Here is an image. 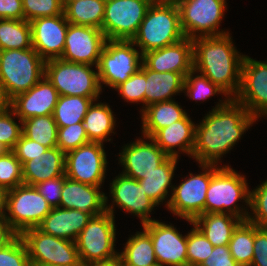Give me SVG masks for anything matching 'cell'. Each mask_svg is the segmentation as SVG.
I'll use <instances>...</instances> for the list:
<instances>
[{
    "instance_id": "277c9868",
    "label": "cell",
    "mask_w": 267,
    "mask_h": 266,
    "mask_svg": "<svg viewBox=\"0 0 267 266\" xmlns=\"http://www.w3.org/2000/svg\"><path fill=\"white\" fill-rule=\"evenodd\" d=\"M239 200H244L247 206L250 205V190L246 178L231 166H220L211 177L206 191L205 213H227L247 221L249 213L236 204Z\"/></svg>"
},
{
    "instance_id": "5bb4252c",
    "label": "cell",
    "mask_w": 267,
    "mask_h": 266,
    "mask_svg": "<svg viewBox=\"0 0 267 266\" xmlns=\"http://www.w3.org/2000/svg\"><path fill=\"white\" fill-rule=\"evenodd\" d=\"M104 144L89 142L65 154V175L67 178L93 186L104 183L107 157Z\"/></svg>"
},
{
    "instance_id": "1f68e13d",
    "label": "cell",
    "mask_w": 267,
    "mask_h": 266,
    "mask_svg": "<svg viewBox=\"0 0 267 266\" xmlns=\"http://www.w3.org/2000/svg\"><path fill=\"white\" fill-rule=\"evenodd\" d=\"M123 250L118 253L123 266H159L151 237L144 229L129 237Z\"/></svg>"
},
{
    "instance_id": "ba28073f",
    "label": "cell",
    "mask_w": 267,
    "mask_h": 266,
    "mask_svg": "<svg viewBox=\"0 0 267 266\" xmlns=\"http://www.w3.org/2000/svg\"><path fill=\"white\" fill-rule=\"evenodd\" d=\"M131 40H107L97 64L99 83L115 89L142 66V54ZM103 84V85H102Z\"/></svg>"
},
{
    "instance_id": "db71d44e",
    "label": "cell",
    "mask_w": 267,
    "mask_h": 266,
    "mask_svg": "<svg viewBox=\"0 0 267 266\" xmlns=\"http://www.w3.org/2000/svg\"><path fill=\"white\" fill-rule=\"evenodd\" d=\"M11 108V99L7 96V93L0 83V114L5 113Z\"/></svg>"
},
{
    "instance_id": "8fae6325",
    "label": "cell",
    "mask_w": 267,
    "mask_h": 266,
    "mask_svg": "<svg viewBox=\"0 0 267 266\" xmlns=\"http://www.w3.org/2000/svg\"><path fill=\"white\" fill-rule=\"evenodd\" d=\"M177 6L180 25L185 37L193 40L198 37L229 33L219 30L225 9H227L226 0H181Z\"/></svg>"
},
{
    "instance_id": "f6af8a7d",
    "label": "cell",
    "mask_w": 267,
    "mask_h": 266,
    "mask_svg": "<svg viewBox=\"0 0 267 266\" xmlns=\"http://www.w3.org/2000/svg\"><path fill=\"white\" fill-rule=\"evenodd\" d=\"M14 116L16 117V114L11 108L0 114V144L6 150H12L22 135V121L19 119L17 124Z\"/></svg>"
},
{
    "instance_id": "6125c7cd",
    "label": "cell",
    "mask_w": 267,
    "mask_h": 266,
    "mask_svg": "<svg viewBox=\"0 0 267 266\" xmlns=\"http://www.w3.org/2000/svg\"><path fill=\"white\" fill-rule=\"evenodd\" d=\"M152 3H155V2H165V0H150Z\"/></svg>"
},
{
    "instance_id": "83f0119b",
    "label": "cell",
    "mask_w": 267,
    "mask_h": 266,
    "mask_svg": "<svg viewBox=\"0 0 267 266\" xmlns=\"http://www.w3.org/2000/svg\"><path fill=\"white\" fill-rule=\"evenodd\" d=\"M140 112L144 138H151L158 130L182 120L187 115L175 100L150 104Z\"/></svg>"
},
{
    "instance_id": "8d00e7d4",
    "label": "cell",
    "mask_w": 267,
    "mask_h": 266,
    "mask_svg": "<svg viewBox=\"0 0 267 266\" xmlns=\"http://www.w3.org/2000/svg\"><path fill=\"white\" fill-rule=\"evenodd\" d=\"M228 246L233 259L240 266H250L254 254V224L242 221L233 231Z\"/></svg>"
},
{
    "instance_id": "60d3db41",
    "label": "cell",
    "mask_w": 267,
    "mask_h": 266,
    "mask_svg": "<svg viewBox=\"0 0 267 266\" xmlns=\"http://www.w3.org/2000/svg\"><path fill=\"white\" fill-rule=\"evenodd\" d=\"M145 82H146V66L142 63L141 68L131 75L125 82L118 85L115 90H118L125 101L131 103H143L145 108Z\"/></svg>"
},
{
    "instance_id": "ee69618b",
    "label": "cell",
    "mask_w": 267,
    "mask_h": 266,
    "mask_svg": "<svg viewBox=\"0 0 267 266\" xmlns=\"http://www.w3.org/2000/svg\"><path fill=\"white\" fill-rule=\"evenodd\" d=\"M248 207L253 213L248 215L247 221L258 227H267V180L250 191Z\"/></svg>"
},
{
    "instance_id": "5b68a950",
    "label": "cell",
    "mask_w": 267,
    "mask_h": 266,
    "mask_svg": "<svg viewBox=\"0 0 267 266\" xmlns=\"http://www.w3.org/2000/svg\"><path fill=\"white\" fill-rule=\"evenodd\" d=\"M45 75V60L31 47L0 50V83L7 96L28 91Z\"/></svg>"
},
{
    "instance_id": "11a10c76",
    "label": "cell",
    "mask_w": 267,
    "mask_h": 266,
    "mask_svg": "<svg viewBox=\"0 0 267 266\" xmlns=\"http://www.w3.org/2000/svg\"><path fill=\"white\" fill-rule=\"evenodd\" d=\"M7 194H8V190L0 186V217H5V214H6Z\"/></svg>"
},
{
    "instance_id": "f546056e",
    "label": "cell",
    "mask_w": 267,
    "mask_h": 266,
    "mask_svg": "<svg viewBox=\"0 0 267 266\" xmlns=\"http://www.w3.org/2000/svg\"><path fill=\"white\" fill-rule=\"evenodd\" d=\"M114 115L108 104L92 103L82 121V126L90 142L111 141L109 135L114 133L116 125Z\"/></svg>"
},
{
    "instance_id": "7dc6e473",
    "label": "cell",
    "mask_w": 267,
    "mask_h": 266,
    "mask_svg": "<svg viewBox=\"0 0 267 266\" xmlns=\"http://www.w3.org/2000/svg\"><path fill=\"white\" fill-rule=\"evenodd\" d=\"M63 183L64 175L39 182L35 184L34 187L46 199V201L52 208H56L60 206Z\"/></svg>"
},
{
    "instance_id": "680465c9",
    "label": "cell",
    "mask_w": 267,
    "mask_h": 266,
    "mask_svg": "<svg viewBox=\"0 0 267 266\" xmlns=\"http://www.w3.org/2000/svg\"><path fill=\"white\" fill-rule=\"evenodd\" d=\"M75 1H78V0H60V3L62 7L65 8L68 4L75 2Z\"/></svg>"
},
{
    "instance_id": "6da1fadb",
    "label": "cell",
    "mask_w": 267,
    "mask_h": 266,
    "mask_svg": "<svg viewBox=\"0 0 267 266\" xmlns=\"http://www.w3.org/2000/svg\"><path fill=\"white\" fill-rule=\"evenodd\" d=\"M212 111L196 125L192 158L200 164H215L233 149L242 134L257 118L234 99L219 100Z\"/></svg>"
},
{
    "instance_id": "9c48e42d",
    "label": "cell",
    "mask_w": 267,
    "mask_h": 266,
    "mask_svg": "<svg viewBox=\"0 0 267 266\" xmlns=\"http://www.w3.org/2000/svg\"><path fill=\"white\" fill-rule=\"evenodd\" d=\"M26 245L31 266H76L80 263L75 241L30 228L19 235Z\"/></svg>"
},
{
    "instance_id": "d590c367",
    "label": "cell",
    "mask_w": 267,
    "mask_h": 266,
    "mask_svg": "<svg viewBox=\"0 0 267 266\" xmlns=\"http://www.w3.org/2000/svg\"><path fill=\"white\" fill-rule=\"evenodd\" d=\"M57 133L53 115L30 117L22 121V134L47 148L57 147Z\"/></svg>"
},
{
    "instance_id": "52a82bcc",
    "label": "cell",
    "mask_w": 267,
    "mask_h": 266,
    "mask_svg": "<svg viewBox=\"0 0 267 266\" xmlns=\"http://www.w3.org/2000/svg\"><path fill=\"white\" fill-rule=\"evenodd\" d=\"M93 65L67 62L59 59L45 61V76L59 96L99 98L101 86Z\"/></svg>"
},
{
    "instance_id": "f907efd6",
    "label": "cell",
    "mask_w": 267,
    "mask_h": 266,
    "mask_svg": "<svg viewBox=\"0 0 267 266\" xmlns=\"http://www.w3.org/2000/svg\"><path fill=\"white\" fill-rule=\"evenodd\" d=\"M0 19L24 20L22 0H0Z\"/></svg>"
},
{
    "instance_id": "b9f144b4",
    "label": "cell",
    "mask_w": 267,
    "mask_h": 266,
    "mask_svg": "<svg viewBox=\"0 0 267 266\" xmlns=\"http://www.w3.org/2000/svg\"><path fill=\"white\" fill-rule=\"evenodd\" d=\"M24 20L31 22L40 17H53L64 13L60 0H22Z\"/></svg>"
},
{
    "instance_id": "ac0fdd59",
    "label": "cell",
    "mask_w": 267,
    "mask_h": 266,
    "mask_svg": "<svg viewBox=\"0 0 267 266\" xmlns=\"http://www.w3.org/2000/svg\"><path fill=\"white\" fill-rule=\"evenodd\" d=\"M142 227L151 237L159 266H187V234L155 219Z\"/></svg>"
},
{
    "instance_id": "4dcf8cb0",
    "label": "cell",
    "mask_w": 267,
    "mask_h": 266,
    "mask_svg": "<svg viewBox=\"0 0 267 266\" xmlns=\"http://www.w3.org/2000/svg\"><path fill=\"white\" fill-rule=\"evenodd\" d=\"M179 158L169 157L159 167L155 168L153 172L146 175L144 179L138 180L143 187L145 194L156 205H160L171 190H173L172 179L174 177V170Z\"/></svg>"
},
{
    "instance_id": "8992f818",
    "label": "cell",
    "mask_w": 267,
    "mask_h": 266,
    "mask_svg": "<svg viewBox=\"0 0 267 266\" xmlns=\"http://www.w3.org/2000/svg\"><path fill=\"white\" fill-rule=\"evenodd\" d=\"M115 239V217L107 211L92 216L75 241L80 262L89 266L118 259Z\"/></svg>"
},
{
    "instance_id": "7c38bea8",
    "label": "cell",
    "mask_w": 267,
    "mask_h": 266,
    "mask_svg": "<svg viewBox=\"0 0 267 266\" xmlns=\"http://www.w3.org/2000/svg\"><path fill=\"white\" fill-rule=\"evenodd\" d=\"M52 207L34 186L21 184L8 190L5 219L20 235L30 228H37Z\"/></svg>"
},
{
    "instance_id": "9a60e30c",
    "label": "cell",
    "mask_w": 267,
    "mask_h": 266,
    "mask_svg": "<svg viewBox=\"0 0 267 266\" xmlns=\"http://www.w3.org/2000/svg\"><path fill=\"white\" fill-rule=\"evenodd\" d=\"M234 100L257 119L267 117V61L244 57L240 88Z\"/></svg>"
},
{
    "instance_id": "7bdbcfd3",
    "label": "cell",
    "mask_w": 267,
    "mask_h": 266,
    "mask_svg": "<svg viewBox=\"0 0 267 266\" xmlns=\"http://www.w3.org/2000/svg\"><path fill=\"white\" fill-rule=\"evenodd\" d=\"M89 142L82 122L58 128L57 147L65 154Z\"/></svg>"
},
{
    "instance_id": "7402d4cb",
    "label": "cell",
    "mask_w": 267,
    "mask_h": 266,
    "mask_svg": "<svg viewBox=\"0 0 267 266\" xmlns=\"http://www.w3.org/2000/svg\"><path fill=\"white\" fill-rule=\"evenodd\" d=\"M142 63L156 72H176L184 77L193 69V42L184 39L142 54Z\"/></svg>"
},
{
    "instance_id": "e0dca14e",
    "label": "cell",
    "mask_w": 267,
    "mask_h": 266,
    "mask_svg": "<svg viewBox=\"0 0 267 266\" xmlns=\"http://www.w3.org/2000/svg\"><path fill=\"white\" fill-rule=\"evenodd\" d=\"M110 194L112 204L107 205L108 197L106 196V211L114 215V205L125 212L136 215L140 218L142 225L153 221L150 213L157 205L145 194L143 187L138 180L119 174L110 183Z\"/></svg>"
},
{
    "instance_id": "4316f807",
    "label": "cell",
    "mask_w": 267,
    "mask_h": 266,
    "mask_svg": "<svg viewBox=\"0 0 267 266\" xmlns=\"http://www.w3.org/2000/svg\"><path fill=\"white\" fill-rule=\"evenodd\" d=\"M185 77L176 72H156L146 67L145 107L150 104L173 100L181 93Z\"/></svg>"
},
{
    "instance_id": "f1b7e54d",
    "label": "cell",
    "mask_w": 267,
    "mask_h": 266,
    "mask_svg": "<svg viewBox=\"0 0 267 266\" xmlns=\"http://www.w3.org/2000/svg\"><path fill=\"white\" fill-rule=\"evenodd\" d=\"M242 222L240 218L227 213H205L193 221L204 236L215 246L228 245L233 231Z\"/></svg>"
},
{
    "instance_id": "30bf717a",
    "label": "cell",
    "mask_w": 267,
    "mask_h": 266,
    "mask_svg": "<svg viewBox=\"0 0 267 266\" xmlns=\"http://www.w3.org/2000/svg\"><path fill=\"white\" fill-rule=\"evenodd\" d=\"M199 167L203 172L198 175L189 173L188 179L185 177L182 183L174 185L172 195L165 204L174 215L189 223L205 214L206 191L211 177L220 169L215 164H200Z\"/></svg>"
},
{
    "instance_id": "44dd1931",
    "label": "cell",
    "mask_w": 267,
    "mask_h": 266,
    "mask_svg": "<svg viewBox=\"0 0 267 266\" xmlns=\"http://www.w3.org/2000/svg\"><path fill=\"white\" fill-rule=\"evenodd\" d=\"M58 98V91L44 75L28 91L11 99V109L21 121L30 117L53 115Z\"/></svg>"
},
{
    "instance_id": "7a4b0ae2",
    "label": "cell",
    "mask_w": 267,
    "mask_h": 266,
    "mask_svg": "<svg viewBox=\"0 0 267 266\" xmlns=\"http://www.w3.org/2000/svg\"><path fill=\"white\" fill-rule=\"evenodd\" d=\"M231 37L228 33L194 38L193 69L216 84L230 99H234L240 88L245 55L237 51Z\"/></svg>"
},
{
    "instance_id": "9f6ffc18",
    "label": "cell",
    "mask_w": 267,
    "mask_h": 266,
    "mask_svg": "<svg viewBox=\"0 0 267 266\" xmlns=\"http://www.w3.org/2000/svg\"><path fill=\"white\" fill-rule=\"evenodd\" d=\"M89 266H123V264L121 263V261L119 259H116V260L111 261V262L93 264V265H89Z\"/></svg>"
},
{
    "instance_id": "91938a15",
    "label": "cell",
    "mask_w": 267,
    "mask_h": 266,
    "mask_svg": "<svg viewBox=\"0 0 267 266\" xmlns=\"http://www.w3.org/2000/svg\"><path fill=\"white\" fill-rule=\"evenodd\" d=\"M6 151L5 147L0 144V154H3Z\"/></svg>"
},
{
    "instance_id": "d6986e66",
    "label": "cell",
    "mask_w": 267,
    "mask_h": 266,
    "mask_svg": "<svg viewBox=\"0 0 267 266\" xmlns=\"http://www.w3.org/2000/svg\"><path fill=\"white\" fill-rule=\"evenodd\" d=\"M146 141L144 138L136 139L123 147L119 153V163L124 167L121 174L141 180L169 158L151 138H146Z\"/></svg>"
},
{
    "instance_id": "74e56055",
    "label": "cell",
    "mask_w": 267,
    "mask_h": 266,
    "mask_svg": "<svg viewBox=\"0 0 267 266\" xmlns=\"http://www.w3.org/2000/svg\"><path fill=\"white\" fill-rule=\"evenodd\" d=\"M196 71L192 69L186 76L184 80L183 92L189 97V99H194L195 101H205L208 97L213 95L221 94L228 97L225 92L220 89L216 84L209 80L204 75H195ZM195 75V76H194Z\"/></svg>"
},
{
    "instance_id": "be15d7a7",
    "label": "cell",
    "mask_w": 267,
    "mask_h": 266,
    "mask_svg": "<svg viewBox=\"0 0 267 266\" xmlns=\"http://www.w3.org/2000/svg\"><path fill=\"white\" fill-rule=\"evenodd\" d=\"M76 266H85V265H83L81 262L78 264V265H76Z\"/></svg>"
},
{
    "instance_id": "4fadbf2b",
    "label": "cell",
    "mask_w": 267,
    "mask_h": 266,
    "mask_svg": "<svg viewBox=\"0 0 267 266\" xmlns=\"http://www.w3.org/2000/svg\"><path fill=\"white\" fill-rule=\"evenodd\" d=\"M150 0H109L101 30L107 40H132L145 18Z\"/></svg>"
},
{
    "instance_id": "f5cc1de1",
    "label": "cell",
    "mask_w": 267,
    "mask_h": 266,
    "mask_svg": "<svg viewBox=\"0 0 267 266\" xmlns=\"http://www.w3.org/2000/svg\"><path fill=\"white\" fill-rule=\"evenodd\" d=\"M18 234L11 228L5 217H0V249L10 244Z\"/></svg>"
},
{
    "instance_id": "d6a6232c",
    "label": "cell",
    "mask_w": 267,
    "mask_h": 266,
    "mask_svg": "<svg viewBox=\"0 0 267 266\" xmlns=\"http://www.w3.org/2000/svg\"><path fill=\"white\" fill-rule=\"evenodd\" d=\"M105 0H78L64 8L69 23L101 29Z\"/></svg>"
},
{
    "instance_id": "6f0895ef",
    "label": "cell",
    "mask_w": 267,
    "mask_h": 266,
    "mask_svg": "<svg viewBox=\"0 0 267 266\" xmlns=\"http://www.w3.org/2000/svg\"><path fill=\"white\" fill-rule=\"evenodd\" d=\"M200 266H240L238 263L201 264Z\"/></svg>"
},
{
    "instance_id": "c3c4849f",
    "label": "cell",
    "mask_w": 267,
    "mask_h": 266,
    "mask_svg": "<svg viewBox=\"0 0 267 266\" xmlns=\"http://www.w3.org/2000/svg\"><path fill=\"white\" fill-rule=\"evenodd\" d=\"M46 149L47 147L41 145L36 141L28 139L22 134L12 151L15 154L16 158L23 165L25 162L32 160L33 157L44 153Z\"/></svg>"
},
{
    "instance_id": "603a6c76",
    "label": "cell",
    "mask_w": 267,
    "mask_h": 266,
    "mask_svg": "<svg viewBox=\"0 0 267 266\" xmlns=\"http://www.w3.org/2000/svg\"><path fill=\"white\" fill-rule=\"evenodd\" d=\"M100 189L101 186L77 182L64 174L59 207L84 211L92 216L100 215L106 211V195Z\"/></svg>"
},
{
    "instance_id": "cb8c5ba5",
    "label": "cell",
    "mask_w": 267,
    "mask_h": 266,
    "mask_svg": "<svg viewBox=\"0 0 267 266\" xmlns=\"http://www.w3.org/2000/svg\"><path fill=\"white\" fill-rule=\"evenodd\" d=\"M91 218L92 215L84 211L56 207L37 228L45 234L76 241Z\"/></svg>"
},
{
    "instance_id": "e575fe53",
    "label": "cell",
    "mask_w": 267,
    "mask_h": 266,
    "mask_svg": "<svg viewBox=\"0 0 267 266\" xmlns=\"http://www.w3.org/2000/svg\"><path fill=\"white\" fill-rule=\"evenodd\" d=\"M32 47L31 24L26 20L0 19V50Z\"/></svg>"
},
{
    "instance_id": "d4e9b609",
    "label": "cell",
    "mask_w": 267,
    "mask_h": 266,
    "mask_svg": "<svg viewBox=\"0 0 267 266\" xmlns=\"http://www.w3.org/2000/svg\"><path fill=\"white\" fill-rule=\"evenodd\" d=\"M196 125L187 114L182 120L158 130L151 139L169 157L178 158L180 150L192 157Z\"/></svg>"
},
{
    "instance_id": "816d5d0a",
    "label": "cell",
    "mask_w": 267,
    "mask_h": 266,
    "mask_svg": "<svg viewBox=\"0 0 267 266\" xmlns=\"http://www.w3.org/2000/svg\"><path fill=\"white\" fill-rule=\"evenodd\" d=\"M237 263L229 250L228 245L215 246L209 257L202 264Z\"/></svg>"
},
{
    "instance_id": "3957f363",
    "label": "cell",
    "mask_w": 267,
    "mask_h": 266,
    "mask_svg": "<svg viewBox=\"0 0 267 266\" xmlns=\"http://www.w3.org/2000/svg\"><path fill=\"white\" fill-rule=\"evenodd\" d=\"M185 36L180 25L177 4L169 2L152 3L131 40L139 47L141 54L174 44Z\"/></svg>"
},
{
    "instance_id": "ffe728a7",
    "label": "cell",
    "mask_w": 267,
    "mask_h": 266,
    "mask_svg": "<svg viewBox=\"0 0 267 266\" xmlns=\"http://www.w3.org/2000/svg\"><path fill=\"white\" fill-rule=\"evenodd\" d=\"M32 47L45 60L61 58L69 22L65 14L32 20Z\"/></svg>"
},
{
    "instance_id": "f35d334b",
    "label": "cell",
    "mask_w": 267,
    "mask_h": 266,
    "mask_svg": "<svg viewBox=\"0 0 267 266\" xmlns=\"http://www.w3.org/2000/svg\"><path fill=\"white\" fill-rule=\"evenodd\" d=\"M193 227L187 234V266H200L214 246L195 225Z\"/></svg>"
},
{
    "instance_id": "ab89813d",
    "label": "cell",
    "mask_w": 267,
    "mask_h": 266,
    "mask_svg": "<svg viewBox=\"0 0 267 266\" xmlns=\"http://www.w3.org/2000/svg\"><path fill=\"white\" fill-rule=\"evenodd\" d=\"M23 184L22 164L12 150L0 154V186L7 190Z\"/></svg>"
},
{
    "instance_id": "836d02e7",
    "label": "cell",
    "mask_w": 267,
    "mask_h": 266,
    "mask_svg": "<svg viewBox=\"0 0 267 266\" xmlns=\"http://www.w3.org/2000/svg\"><path fill=\"white\" fill-rule=\"evenodd\" d=\"M98 98L59 96L53 117L57 127H66L83 121L89 107Z\"/></svg>"
},
{
    "instance_id": "484cf974",
    "label": "cell",
    "mask_w": 267,
    "mask_h": 266,
    "mask_svg": "<svg viewBox=\"0 0 267 266\" xmlns=\"http://www.w3.org/2000/svg\"><path fill=\"white\" fill-rule=\"evenodd\" d=\"M23 184H35L63 176L65 174V153L58 147L46 151L22 165Z\"/></svg>"
},
{
    "instance_id": "2e32d148",
    "label": "cell",
    "mask_w": 267,
    "mask_h": 266,
    "mask_svg": "<svg viewBox=\"0 0 267 266\" xmlns=\"http://www.w3.org/2000/svg\"><path fill=\"white\" fill-rule=\"evenodd\" d=\"M107 41L101 29L69 23L61 60L95 65Z\"/></svg>"
},
{
    "instance_id": "bcb514c9",
    "label": "cell",
    "mask_w": 267,
    "mask_h": 266,
    "mask_svg": "<svg viewBox=\"0 0 267 266\" xmlns=\"http://www.w3.org/2000/svg\"><path fill=\"white\" fill-rule=\"evenodd\" d=\"M0 266H31L26 245L19 235L0 249Z\"/></svg>"
},
{
    "instance_id": "94428289",
    "label": "cell",
    "mask_w": 267,
    "mask_h": 266,
    "mask_svg": "<svg viewBox=\"0 0 267 266\" xmlns=\"http://www.w3.org/2000/svg\"><path fill=\"white\" fill-rule=\"evenodd\" d=\"M181 0H165V2H169V3H175L177 4L178 2H180Z\"/></svg>"
},
{
    "instance_id": "681fc988",
    "label": "cell",
    "mask_w": 267,
    "mask_h": 266,
    "mask_svg": "<svg viewBox=\"0 0 267 266\" xmlns=\"http://www.w3.org/2000/svg\"><path fill=\"white\" fill-rule=\"evenodd\" d=\"M253 258L250 266H267V227L254 224Z\"/></svg>"
}]
</instances>
